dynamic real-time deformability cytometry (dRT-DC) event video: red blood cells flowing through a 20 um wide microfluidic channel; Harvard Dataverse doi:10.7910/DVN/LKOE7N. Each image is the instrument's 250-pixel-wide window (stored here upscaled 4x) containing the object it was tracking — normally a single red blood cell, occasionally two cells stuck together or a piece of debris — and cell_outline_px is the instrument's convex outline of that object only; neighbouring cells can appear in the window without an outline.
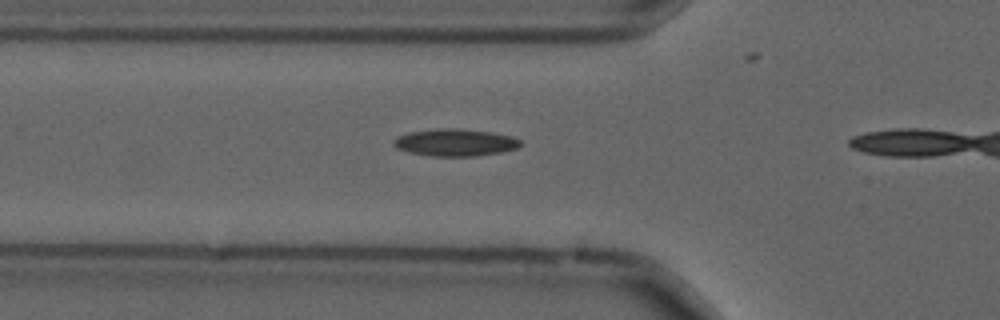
{"species": "common noctule bat (a hibernating species)", "species_latin": "Nyctalus noctula", "temperature_condition": "cold", "stored_images_in_passage": 5, "camera_frame_rate_fps": 3000, "um_per_image_px": 0.085, "animal": {"sex": "male", "forearm_length_mm": 52.5}, "frame": {"image": 1, "passage_image": 3, "time_ms": 0.667, "image_size_px": [1000, 320], "cell_outline_px": [[520, 144], [516, 148], [504, 152], [476, 156], [432, 156], [408, 152], [396, 148], [392, 144], [392, 140], [396, 136], [408, 132], [440, 128], [456, 128], [488, 132], [512, 136], [520, 140]], "centroid_in_image_um": [38.63, 12.11], "position_along_channel_um": 87.2, "area_um2": 20.17}}